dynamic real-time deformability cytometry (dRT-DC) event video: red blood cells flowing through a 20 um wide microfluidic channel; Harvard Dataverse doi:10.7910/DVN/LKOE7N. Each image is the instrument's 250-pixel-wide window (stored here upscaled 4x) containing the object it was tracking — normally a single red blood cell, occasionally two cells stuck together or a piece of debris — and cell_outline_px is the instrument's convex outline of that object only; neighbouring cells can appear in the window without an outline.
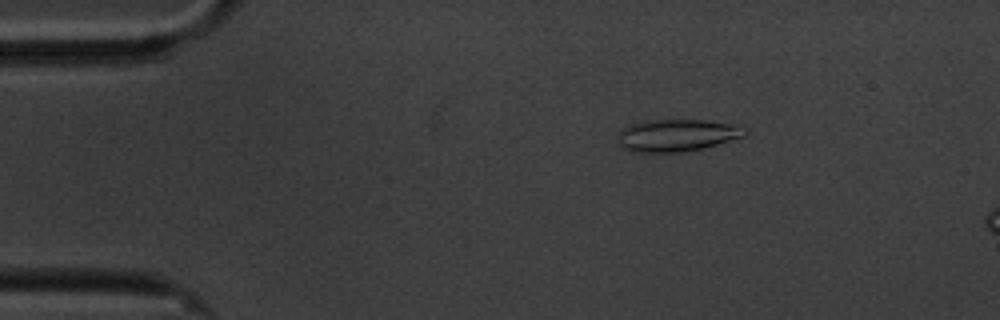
{"species": "common noctule bat (a hibernating species)", "species_latin": "Nyctalus noctula", "temperature_condition": "cold", "stored_images_in_passage": 3, "camera_frame_rate_fps": 3000, "um_per_image_px": 0.085, "animal": {"sex": "male", "body_mass_g": 20.1, "forearm_length_mm": 53.5}, "frame": {"image": 1, "passage_image": 1, "time_ms": 0.0, "image_size_px": [1000, 320], "cell_outline_px": [[748, 132], [744, 136], [704, 148], [680, 152], [632, 152], [620, 148], [616, 140], [620, 132], [624, 128], [632, 124], [648, 120], [704, 120], [740, 124], [748, 128]], "centroid_in_image_um": [57.56, 11.5], "position_along_channel_um": 27.4, "area_um2": 24.16}}